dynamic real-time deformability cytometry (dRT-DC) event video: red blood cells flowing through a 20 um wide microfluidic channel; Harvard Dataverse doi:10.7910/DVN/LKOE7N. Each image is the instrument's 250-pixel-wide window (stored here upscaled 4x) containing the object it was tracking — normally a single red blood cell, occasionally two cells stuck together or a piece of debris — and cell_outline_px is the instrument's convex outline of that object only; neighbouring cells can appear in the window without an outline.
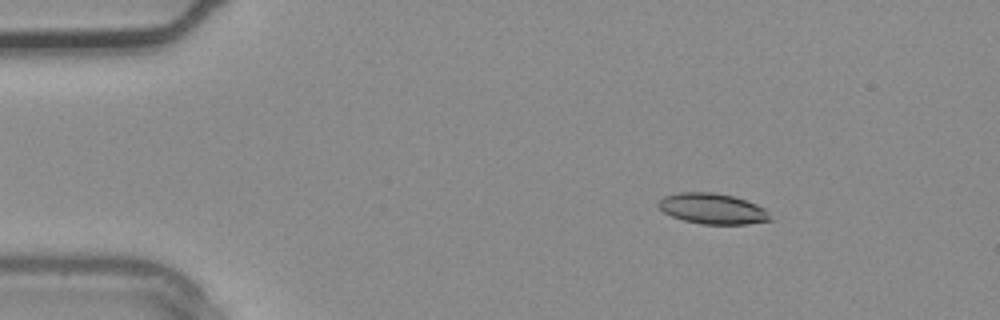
{"species": "common noctule bat (a hibernating species)", "species_latin": "Nyctalus noctula", "temperature_condition": "warm", "stored_images_in_passage": 4, "camera_frame_rate_fps": 3000, "um_per_image_px": 0.085, "animal": {"sex": "male", "body_mass_g": 20.4}, "frame": {"image": 1, "passage_image": 1, "time_ms": 0.0, "image_size_px": [1000, 320], "cell_outline_px": [[772, 220], [748, 224], [700, 224], [684, 220], [672, 216], [664, 212], [656, 204], [664, 196], [680, 192], [712, 192], [732, 196], [756, 204], [764, 208], [768, 212]], "centroid_in_image_um": [60.56, 17.74], "position_along_channel_um": 24.4, "area_um2": 19.83}}